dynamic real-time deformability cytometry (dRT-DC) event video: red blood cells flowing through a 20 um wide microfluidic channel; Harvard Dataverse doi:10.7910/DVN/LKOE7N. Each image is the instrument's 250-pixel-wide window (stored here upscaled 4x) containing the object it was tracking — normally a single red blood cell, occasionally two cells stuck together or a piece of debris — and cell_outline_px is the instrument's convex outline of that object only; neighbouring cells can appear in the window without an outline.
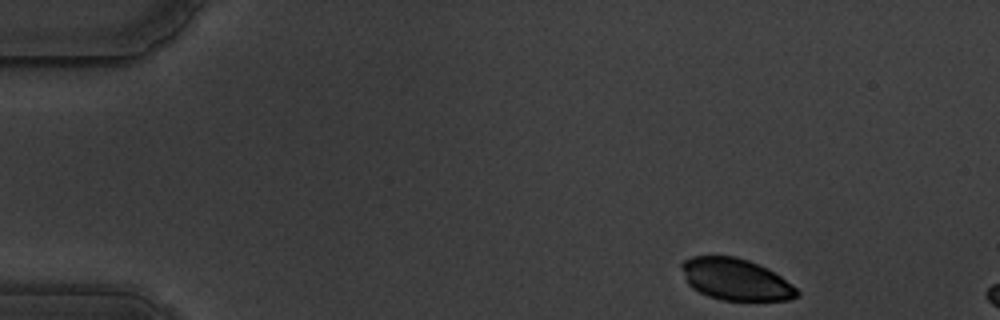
{"species": "common noctule bat (a hibernating species)", "species_latin": "Nyctalus noctula", "temperature_condition": "warm", "stored_images_in_passage": 7, "camera_frame_rate_fps": 3000, "um_per_image_px": 0.085, "animal": {"sex": "male", "body_mass_g": 19.5, "forearm_length_mm": 54.6}, "frame": {"image": 1, "passage_image": 1, "time_ms": 0.0, "image_size_px": [1000, 320], "cell_outline_px": [[800, 292], [796, 296], [788, 300], [720, 300], [708, 296], [692, 288], [688, 284], [680, 264], [684, 260], [692, 256], [736, 256], [748, 260], [768, 268], [792, 284]], "centroid_in_image_um": [62.52, 23.74], "position_along_channel_um": 22.5, "area_um2": 27.92}}